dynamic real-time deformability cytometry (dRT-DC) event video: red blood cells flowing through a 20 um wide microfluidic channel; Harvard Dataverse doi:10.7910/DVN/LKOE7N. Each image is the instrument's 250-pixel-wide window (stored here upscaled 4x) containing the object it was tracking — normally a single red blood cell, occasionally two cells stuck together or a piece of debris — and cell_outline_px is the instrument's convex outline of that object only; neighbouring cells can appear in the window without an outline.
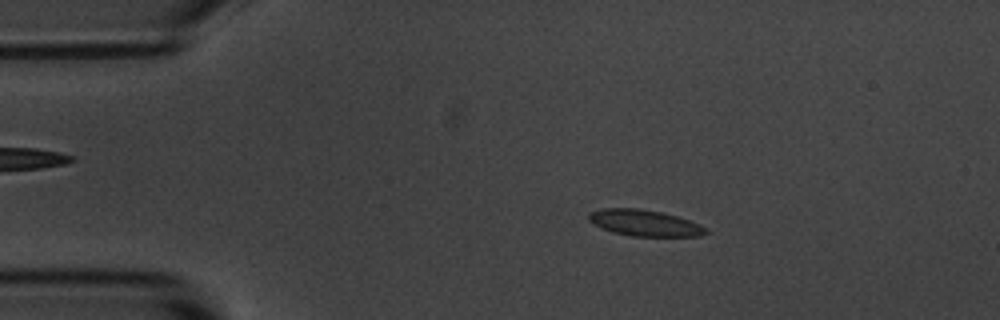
{"species": "common noctule bat (a hibernating species)", "species_latin": "Nyctalus noctula", "temperature_condition": "room temperature", "stored_images_in_passage": 54, "camera_frame_rate_fps": 3000, "um_per_image_px": 0.085, "animal": {"sex": "male", "body_mass_g": 20.1, "forearm_length_mm": 53.5}, "frame": {"image": 1, "passage_image": 9, "time_ms": 2.667, "image_size_px": [1000, 320], "cell_outline_px": [[708, 232], [700, 236], [632, 236], [612, 232], [588, 220], [588, 212], [604, 208], [640, 208], [660, 212], [676, 216], [700, 224], [708, 228]], "centroid_in_image_um": [54.8, 18.95], "position_along_channel_um": 30.2, "area_um2": 17.8}}
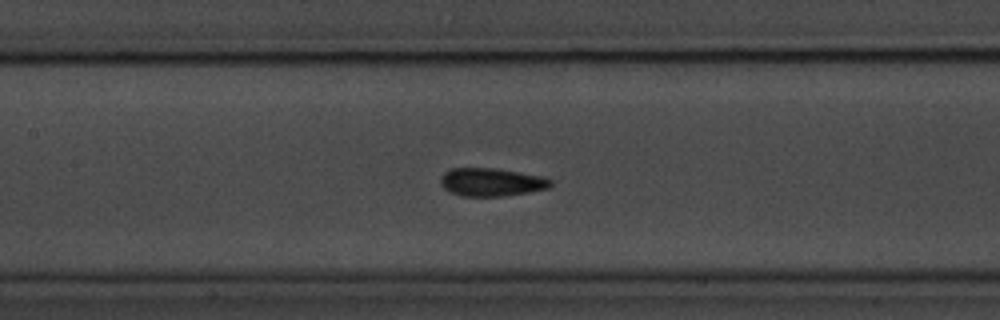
{"frame": {"image": 2, "passage_image": 24, "time_ms": 7.667, "image_size_px": [1000, 320], "cell_outline_px": [[552, 184], [548, 188], [528, 192], [504, 196], [460, 196], [448, 192], [440, 184], [440, 176], [444, 172], [452, 168], [496, 168], [544, 176], [552, 180]], "centroid_in_image_um": [41.75, 15.48], "position_along_channel_um": 165.7, "area_um2": 18.26}}
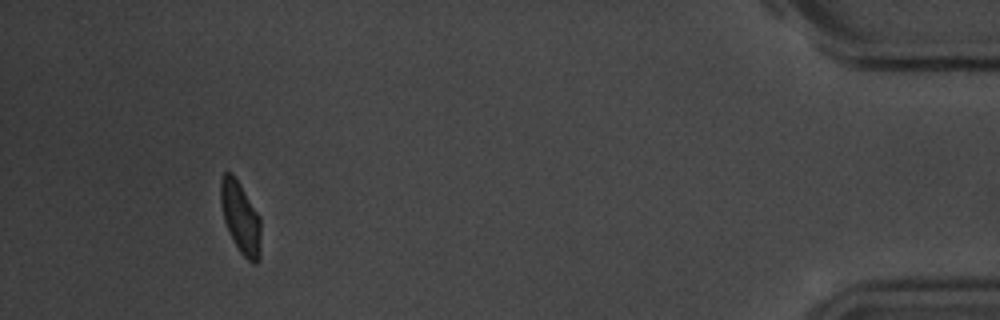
{"frame": {"image": 3, "passage_image": 50, "time_ms": 16.333, "image_size_px": [1000, 320], "cell_outline_px": [[260, 260], [256, 264], [252, 264], [240, 252], [232, 240], [228, 232], [224, 220], [220, 200], [220, 180], [224, 172], [232, 172], [260, 216]], "centroid_in_image_um": [20.44, 18.52], "position_along_channel_um": 414.8, "area_um2": 16.94}, "authors_computed_cell_mechanics": {"area_um2": 17.3978, "velocity_mm_per_s": 3.6546, "shape_relaxation_time_tau1_ms": 3.0693, "shape_relaxation_time_tau2_ms": 1.2521, "deformation_change_tau1": 0.1072, "deformation_change_tau2": 0.0623}}